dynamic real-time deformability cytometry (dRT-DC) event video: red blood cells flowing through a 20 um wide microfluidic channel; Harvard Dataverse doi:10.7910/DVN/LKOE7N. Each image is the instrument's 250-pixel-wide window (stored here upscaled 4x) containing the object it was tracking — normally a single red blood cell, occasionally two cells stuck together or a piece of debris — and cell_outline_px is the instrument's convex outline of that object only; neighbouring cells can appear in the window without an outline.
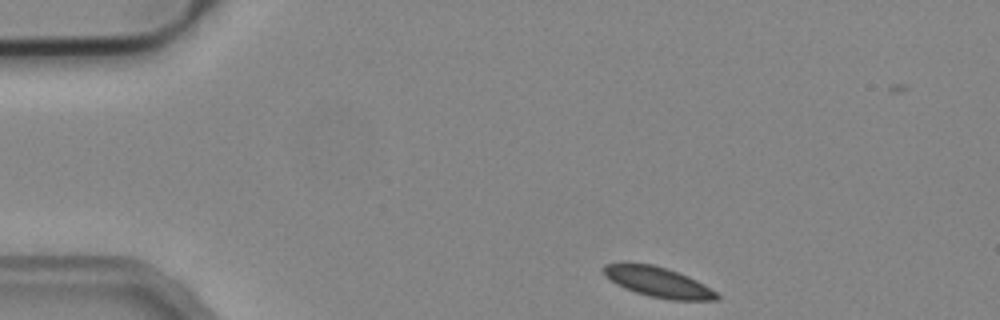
{"species": "common noctule bat (a hibernating species)", "species_latin": "Nyctalus noctula", "temperature_condition": "cold", "stored_images_in_passage": 46, "camera_frame_rate_fps": 3000, "um_per_image_px": 0.085, "animal": {"sex": "male", "body_mass_g": 19.2, "forearm_length_mm": 51.8}, "frame": {"image": 1, "passage_image": 1, "time_ms": 0.0, "image_size_px": [1000, 320], "cell_outline_px": [[720, 300], [672, 300], [648, 296], [624, 288], [616, 284], [604, 276], [600, 268], [604, 264], [652, 264], [668, 268], [688, 276], [704, 284], [716, 292], [720, 296]], "centroid_in_image_um": [55.94, 23.98], "position_along_channel_um": 29.1, "area_um2": 19.88}}
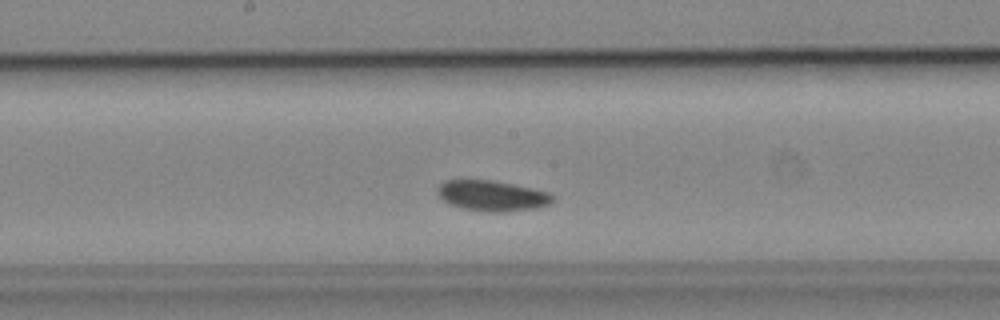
{"frame": {"image": 2, "passage_image": 20, "time_ms": 6.333, "image_size_px": [1000, 320], "cell_outline_px": [[552, 200], [548, 204], [536, 208], [504, 212], [488, 212], [460, 208], [448, 204], [436, 192], [436, 188], [444, 180], [492, 180], [532, 188], [548, 192], [552, 196]], "centroid_in_image_um": [41.77, 16.64], "position_along_channel_um": 206.4, "area_um2": 20.46}}
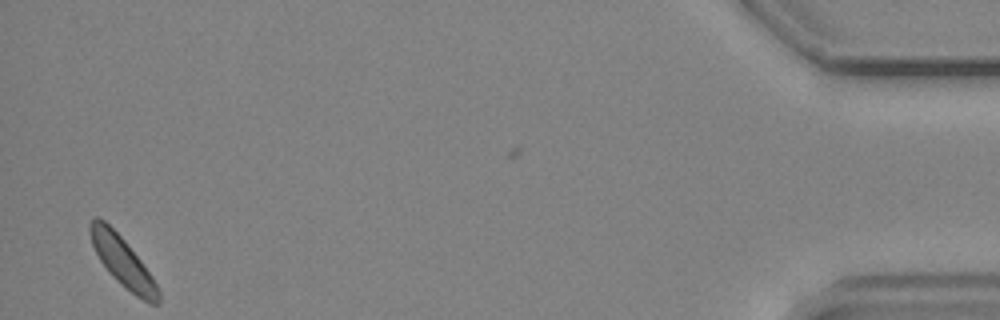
{"frame": {"image": 3, "passage_image": 44, "time_ms": 14.333, "image_size_px": [1000, 320], "cell_outline_px": [[160, 304], [148, 304], [136, 296], [120, 284], [112, 276], [100, 260], [92, 244], [88, 232], [88, 224], [96, 216], [100, 216], [124, 240], [140, 260], [152, 276], [160, 292]], "centroid_in_image_um": [10.42, 22.25], "position_along_channel_um": 424.8, "area_um2": 19.71}, "authors_computed_cell_mechanics": {"area_um2": 20.1722, "velocity_mm_per_s": 3.8287, "shape_relaxation_time_tau1_ms": 4.5263, "shape_relaxation_time_tau2_ms": null, "deformation_change_tau1": 0.0514, "deformation_change_tau2": null}}